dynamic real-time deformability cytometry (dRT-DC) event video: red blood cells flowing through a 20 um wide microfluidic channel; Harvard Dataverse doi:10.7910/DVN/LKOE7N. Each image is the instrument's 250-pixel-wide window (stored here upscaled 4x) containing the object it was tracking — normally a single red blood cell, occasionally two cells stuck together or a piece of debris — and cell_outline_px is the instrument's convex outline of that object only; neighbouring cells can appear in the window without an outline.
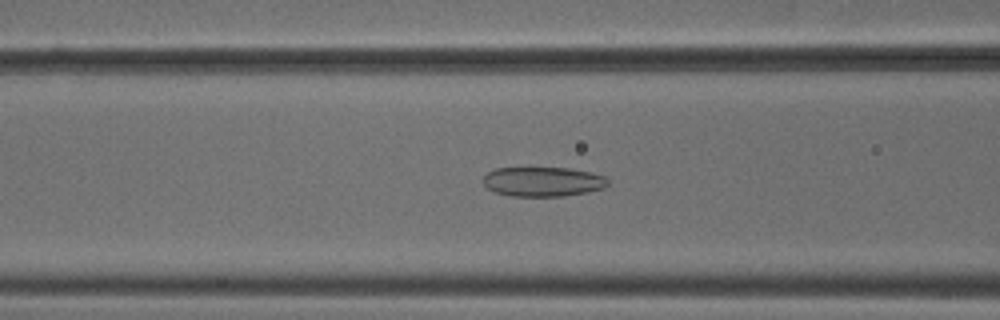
{"species": "common noctule bat (a hibernating species)", "species_latin": "Nyctalus noctula", "temperature_condition": "cold", "stored_images_in_passage": 52, "camera_frame_rate_fps": 3000, "um_per_image_px": 0.085, "animal": {"sex": "male", "body_mass_g": 18.8}, "frame": {"image": 1, "passage_image": 21, "time_ms": 6.667, "image_size_px": [1000, 320], "cell_outline_px": [[608, 184], [604, 188], [588, 192], [564, 196], [512, 196], [496, 192], [488, 188], [480, 180], [488, 172], [496, 168], [568, 168], [592, 172], [604, 176], [608, 180]], "centroid_in_image_um": [46.15, 15.44], "position_along_channel_um": 120.5, "area_um2": 21.56}}
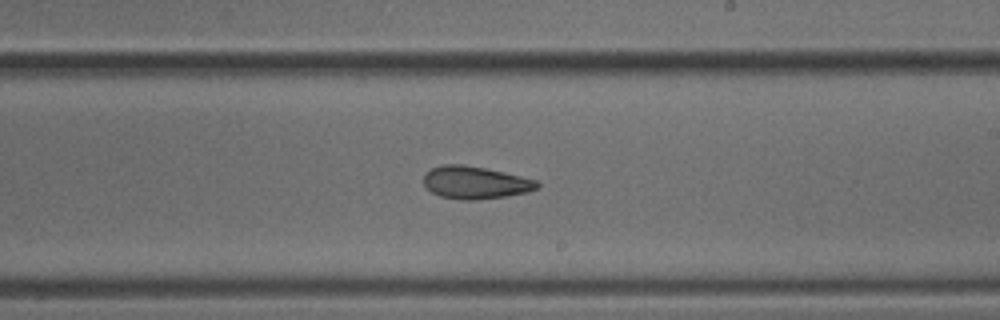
{"frame": {"image": 2, "passage_image": 31, "time_ms": 10.0, "image_size_px": [1000, 320], "cell_outline_px": [[540, 184], [536, 188], [528, 192], [508, 196], [476, 200], [460, 200], [440, 196], [432, 192], [424, 184], [424, 172], [432, 168], [444, 164], [464, 164], [504, 172], [536, 180]], "centroid_in_image_um": [40.38, 15.52], "position_along_channel_um": 248.6, "area_um2": 21.56}}
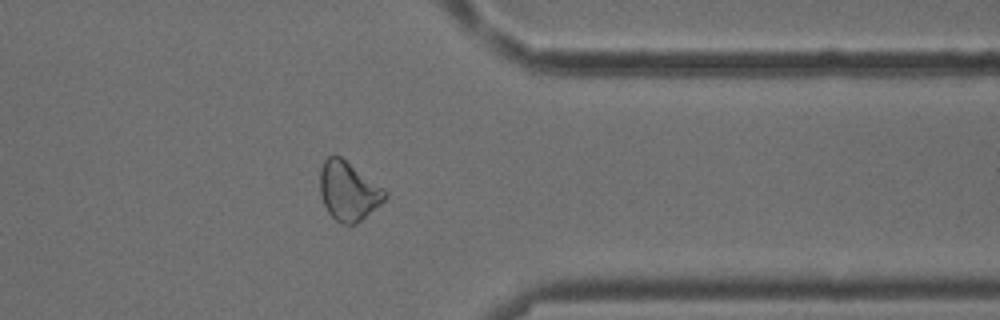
{"frame": {"image": 3, "passage_image": 42, "time_ms": 13.667, "image_size_px": [1000, 320], "cell_outline_px": [[388, 196], [380, 204], [356, 224], [344, 224], [336, 220], [328, 212], [320, 196], [320, 172], [324, 160], [328, 156], [340, 156], [384, 188], [388, 192]], "centroid_in_image_um": [29.61, 16.24], "position_along_channel_um": 381.8, "area_um2": 22.14}, "authors_computed_cell_mechanics": {"area_um2": 23.4668, "velocity_mm_per_s": 3.8336, "shape_relaxation_time_tau1_ms": null, "shape_relaxation_time_tau2_ms": 4.5039, "deformation_change_tau1": null, "deformation_change_tau2": 0.1082}}